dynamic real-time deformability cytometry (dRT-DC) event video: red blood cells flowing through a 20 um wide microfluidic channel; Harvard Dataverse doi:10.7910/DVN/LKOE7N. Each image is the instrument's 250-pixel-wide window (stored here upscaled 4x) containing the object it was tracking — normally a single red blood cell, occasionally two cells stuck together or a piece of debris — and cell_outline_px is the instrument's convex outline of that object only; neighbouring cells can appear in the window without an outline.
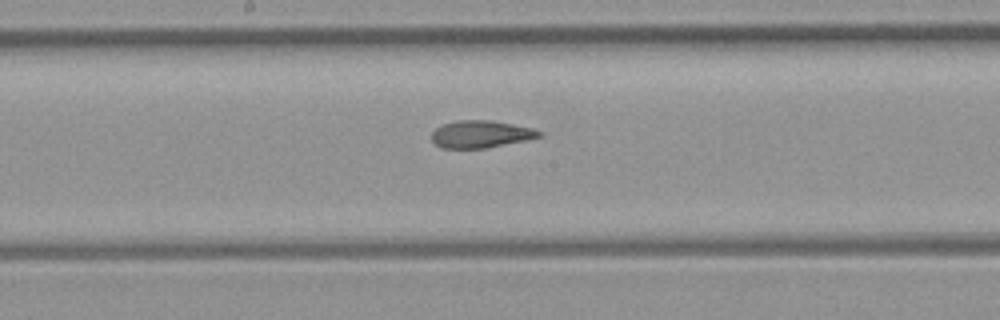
{"species": "common noctule bat (a hibernating species)", "species_latin": "Nyctalus noctula", "temperature_condition": "room temperature", "stored_images_in_passage": 10, "segment_of_instrument_passage": [2, 2], "camera_frame_rate_fps": 3000, "um_per_image_px": 0.085, "animal": {"sex": "female", "body_mass_g": 21.9}, "frame": {"image": 1, "passage_image": 10, "time_ms": 11.0, "image_size_px": [1000, 320], "cell_outline_px": [[544, 136], [528, 140], [484, 148], [440, 148], [432, 140], [432, 132], [436, 128], [444, 124], [456, 120], [492, 120], [532, 128], [544, 132]], "centroid_in_image_um": [40.91, 11.4], "position_along_channel_um": 207.3, "area_um2": 17.17}}